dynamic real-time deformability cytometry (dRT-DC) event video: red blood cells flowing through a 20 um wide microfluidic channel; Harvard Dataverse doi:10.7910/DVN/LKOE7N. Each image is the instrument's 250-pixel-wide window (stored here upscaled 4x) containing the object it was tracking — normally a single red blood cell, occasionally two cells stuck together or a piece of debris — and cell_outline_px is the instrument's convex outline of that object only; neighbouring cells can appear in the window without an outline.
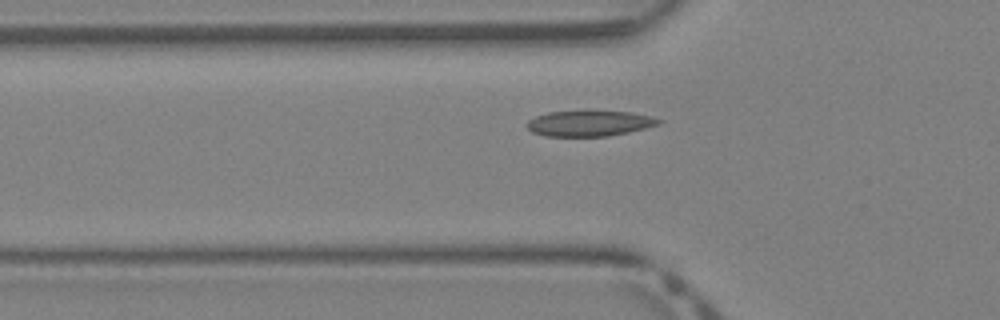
{"species": "Egyptian fruit bat (a non-hibernating species)", "species_latin": "Rousettus aegyptiacus", "temperature_condition": "warm", "stored_images_in_passage": 30, "camera_frame_rate_fps": 3000, "um_per_image_px": 0.085, "animal": {"sex": "female"}, "frame": {"image": 1, "passage_image": 8, "time_ms": 2.333, "image_size_px": [1000, 320], "cell_outline_px": [[664, 120], [660, 124], [628, 132], [608, 136], [544, 136], [532, 132], [528, 128], [528, 120], [536, 116], [548, 112], [632, 112]], "centroid_in_image_um": [50.1, 10.5], "position_along_channel_um": 75.7, "area_um2": 19.25}}
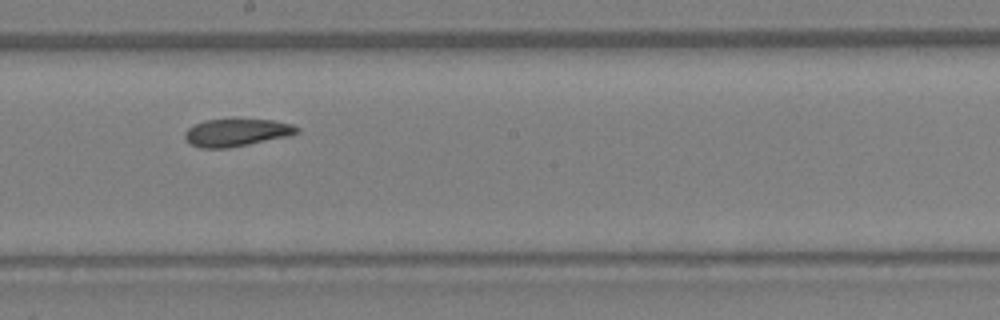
{"frame": {"image": 2, "passage_image": 17, "time_ms": 5.333, "image_size_px": [1000, 320], "cell_outline_px": [[300, 132], [288, 136], [228, 148], [200, 148], [184, 140], [184, 132], [188, 128], [204, 120], [272, 120], [292, 124], [300, 128]], "centroid_in_image_um": [20.1, 11.27], "position_along_channel_um": 228.1, "area_um2": 17.8}}
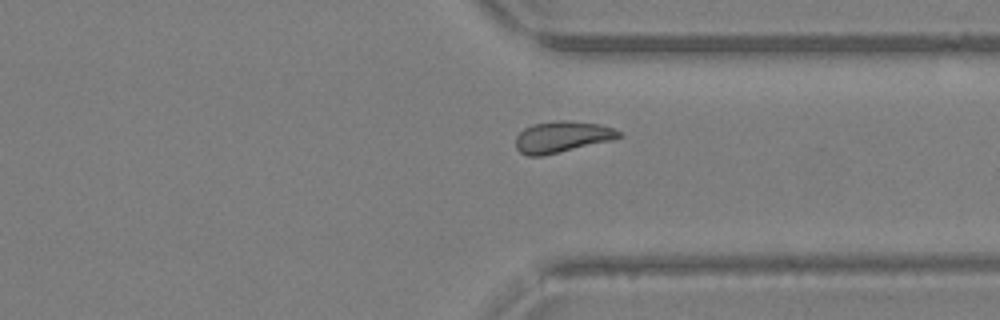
{"frame": {"image": 3, "passage_image": 25, "time_ms": 8.0, "image_size_px": [1000, 320], "cell_outline_px": [[620, 136], [612, 140], [540, 156], [528, 156], [520, 152], [516, 148], [516, 136], [524, 128], [532, 124], [556, 120], [564, 120], [600, 124], [612, 128], [620, 132]], "centroid_in_image_um": [47.73, 11.62], "position_along_channel_um": 363.7, "area_um2": 18.55}}